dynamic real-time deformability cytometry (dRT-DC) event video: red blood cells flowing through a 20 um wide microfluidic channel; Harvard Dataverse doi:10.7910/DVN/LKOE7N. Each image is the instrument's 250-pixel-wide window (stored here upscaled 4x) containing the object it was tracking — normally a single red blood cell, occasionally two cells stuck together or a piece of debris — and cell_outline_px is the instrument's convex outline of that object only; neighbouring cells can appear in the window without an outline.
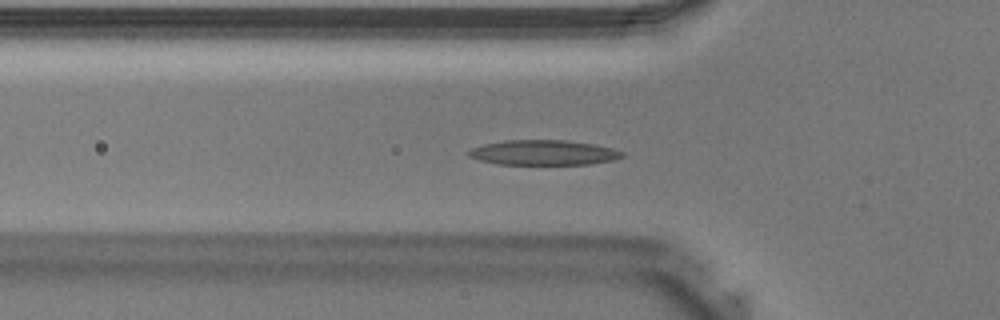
{"species": "Egyptian fruit bat (a non-hibernating species)", "species_latin": "Rousettus aegyptiacus", "temperature_condition": "warm", "stored_images_in_passage": 33, "segment_of_instrument_passage": [1, 2], "camera_frame_rate_fps": 3000, "um_per_image_px": 0.085, "animal": {"sex": "male"}, "frame": {"image": 1, "passage_image": 5, "time_ms": 1.333, "image_size_px": [1000, 320], "cell_outline_px": [[624, 156], [612, 160], [588, 164], [496, 164], [480, 160], [468, 156], [468, 152], [472, 148], [484, 144], [504, 140], [568, 140], [596, 144], [612, 148], [624, 152]], "centroid_in_image_um": [46.21, 12.96], "position_along_channel_um": 79.6, "area_um2": 22.37}}
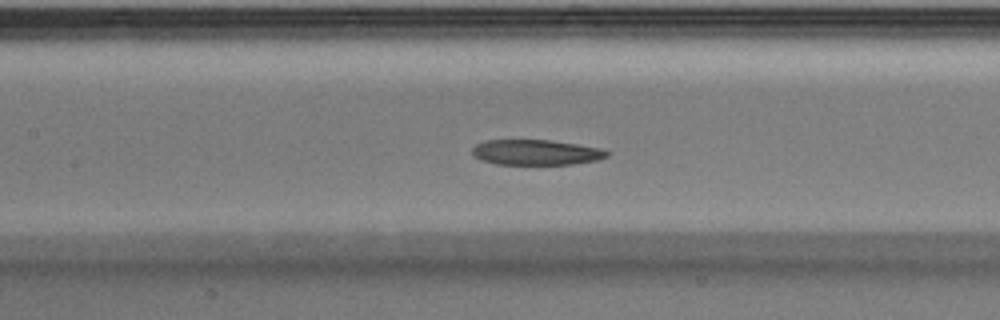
{"frame": {"image": 2, "passage_image": 10, "time_ms": 3.0, "image_size_px": [1000, 320], "cell_outline_px": [[608, 156], [596, 160], [572, 164], [496, 164], [484, 160], [476, 156], [472, 152], [472, 148], [476, 144], [484, 140], [548, 140], [576, 144], [600, 148], [608, 152]], "centroid_in_image_um": [45.55, 12.94], "position_along_channel_um": 161.9, "area_um2": 19.59}}
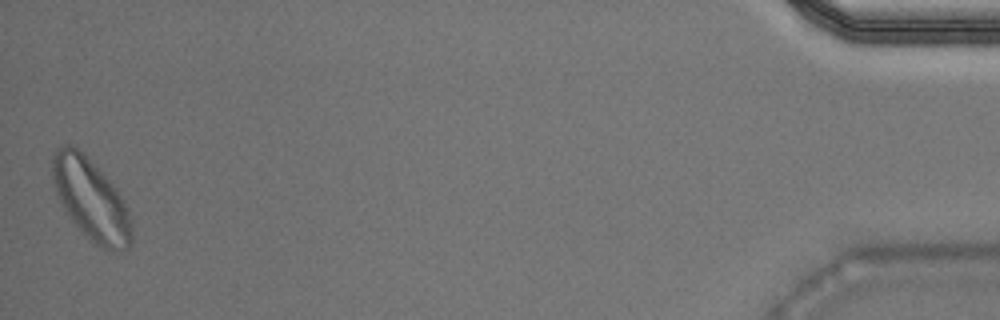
{"frame": {"image": 3, "passage_image": 32, "time_ms": 10.333, "image_size_px": [1000, 320], "cell_outline_px": [[132, 240], [128, 248], [116, 252], [112, 252], [96, 244], [72, 220], [64, 208], [56, 192], [52, 176], [52, 156], [56, 148], [64, 144], [72, 144], [84, 152], [116, 188], [128, 208], [132, 224]], "centroid_in_image_um": [7.75, 16.92], "position_along_channel_um": 427.5, "area_um2": 37.45}}